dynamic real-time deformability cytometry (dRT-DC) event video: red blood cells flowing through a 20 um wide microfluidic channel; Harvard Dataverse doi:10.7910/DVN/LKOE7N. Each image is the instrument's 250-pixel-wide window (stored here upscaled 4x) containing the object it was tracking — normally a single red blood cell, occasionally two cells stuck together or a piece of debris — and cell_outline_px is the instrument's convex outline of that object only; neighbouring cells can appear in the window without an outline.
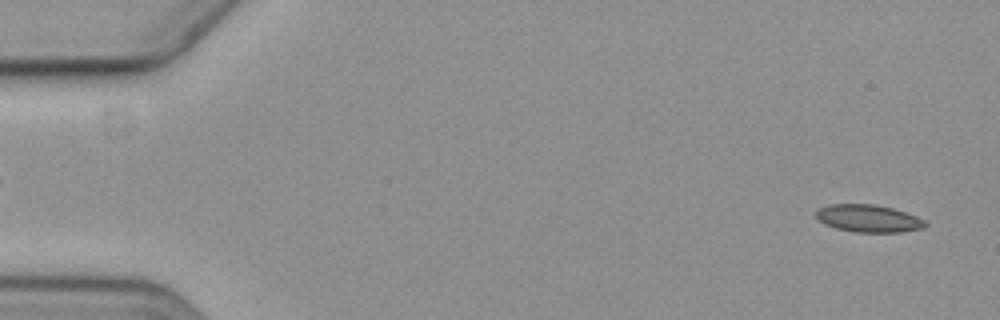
{"species": "common noctule bat (a hibernating species)", "species_latin": "Nyctalus noctula", "temperature_condition": "cold", "stored_images_in_passage": 2, "segment_of_instrument_passage": [2, 2], "camera_frame_rate_fps": 3000, "um_per_image_px": 0.085, "animal": {"sex": "female", "body_mass_g": 19.3, "forearm_length_mm": 54.1}, "frame": {"image": 1, "passage_image": 2, "time_ms": 1.333, "image_size_px": [1000, 320], "cell_outline_px": [[928, 224], [924, 228], [900, 232], [856, 232], [836, 228], [824, 224], [816, 220], [816, 212], [820, 208], [828, 204], [872, 204], [892, 208], [916, 216], [924, 220]], "centroid_in_image_um": [73.79, 18.57], "position_along_channel_um": 11.2, "area_um2": 17.46}}